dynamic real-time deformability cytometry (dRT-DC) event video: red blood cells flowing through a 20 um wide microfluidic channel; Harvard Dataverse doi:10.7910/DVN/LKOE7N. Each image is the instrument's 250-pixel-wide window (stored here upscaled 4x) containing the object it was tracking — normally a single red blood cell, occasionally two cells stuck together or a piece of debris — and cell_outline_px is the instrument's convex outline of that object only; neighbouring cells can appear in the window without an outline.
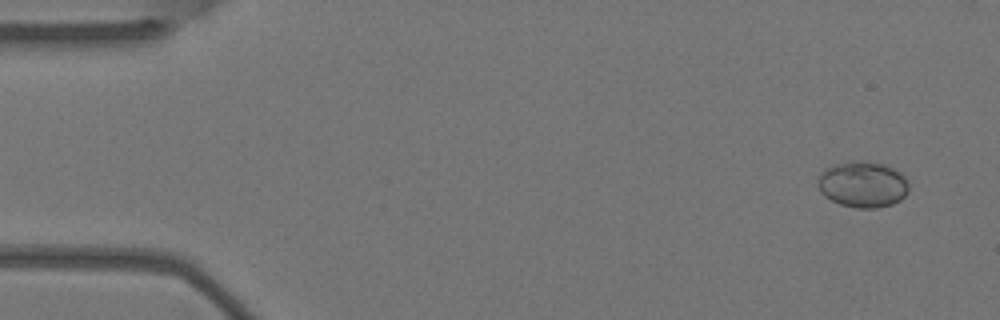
{"species": "Egyptian fruit bat (a non-hibernating species)", "species_latin": "Rousettus aegyptiacus", "temperature_condition": "warm", "stored_images_in_passage": 7, "camera_frame_rate_fps": 3000, "um_per_image_px": 0.085, "animal": {"sex": "female"}, "frame": {"image": 1, "passage_image": 1, "time_ms": 0.0, "image_size_px": [1000, 320], "cell_outline_px": [[908, 192], [900, 200], [892, 204], [876, 208], [856, 208], [840, 204], [824, 196], [820, 192], [816, 184], [824, 168], [848, 160], [868, 160], [884, 164], [900, 172], [904, 176], [908, 184]], "centroid_in_image_um": [73.32, 15.65], "position_along_channel_um": 11.7, "area_um2": 24.74}}
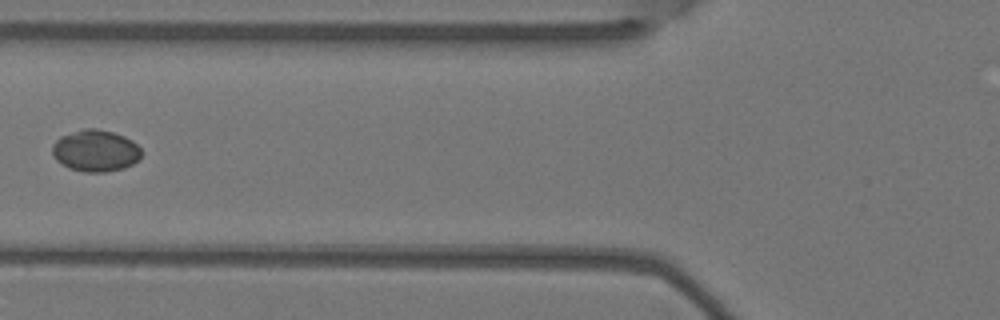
{"frame": {"image": 2, "passage_image": 6, "time_ms": 1.667, "image_size_px": [1000, 320], "cell_outline_px": [[144, 152], [140, 160], [124, 168], [104, 172], [84, 172], [68, 168], [56, 160], [52, 156], [52, 144], [60, 136], [84, 128], [96, 128], [112, 132], [124, 136], [132, 140]], "centroid_in_image_um": [8.13, 12.81], "position_along_channel_um": 117.7, "area_um2": 21.96}}
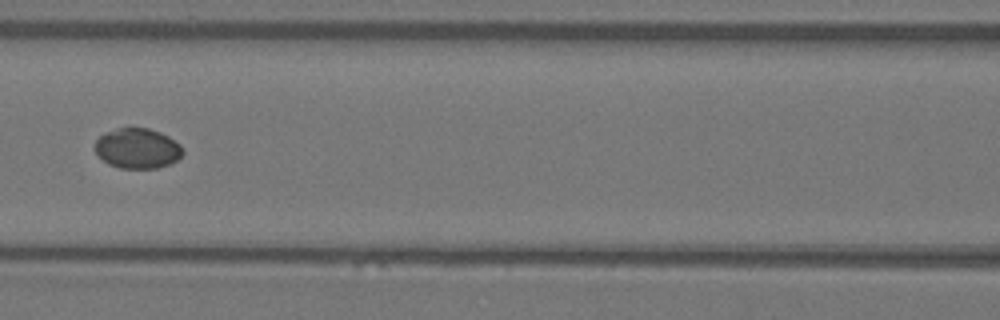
{"frame": {"image": 3, "passage_image": 7, "time_ms": 2.0, "image_size_px": [1000, 320], "cell_outline_px": [[184, 152], [176, 160], [168, 164], [156, 168], [120, 168], [108, 164], [92, 148], [96, 140], [104, 132], [120, 128], [148, 128], [160, 132], [168, 136], [180, 144]], "centroid_in_image_um": [11.66, 12.61], "position_along_channel_um": 154.9, "area_um2": 20.52}}